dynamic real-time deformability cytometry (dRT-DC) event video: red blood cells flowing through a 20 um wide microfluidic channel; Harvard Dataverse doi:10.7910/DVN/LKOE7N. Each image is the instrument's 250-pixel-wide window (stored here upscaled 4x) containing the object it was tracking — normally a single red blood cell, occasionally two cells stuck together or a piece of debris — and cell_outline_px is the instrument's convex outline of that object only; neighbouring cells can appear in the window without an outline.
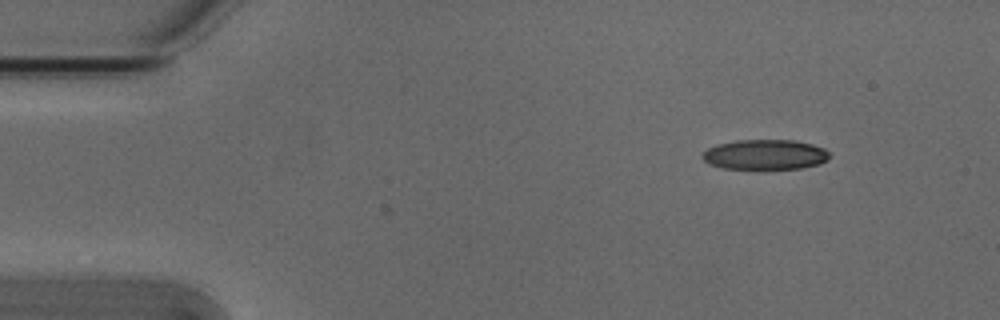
{"species": "Egyptian fruit bat (a non-hibernating species)", "species_latin": "Rousettus aegyptiacus", "temperature_condition": "cold", "stored_images_in_passage": 4, "camera_frame_rate_fps": 3000, "um_per_image_px": 0.085, "animal": {"sex": "male"}, "frame": {"image": 1, "passage_image": 1, "time_ms": 0.0, "image_size_px": [1000, 320], "cell_outline_px": [[828, 160], [820, 164], [800, 168], [724, 168], [708, 164], [700, 156], [708, 148], [716, 144], [736, 140], [792, 140], [812, 144], [824, 148], [828, 152]], "centroid_in_image_um": [65.01, 13.13], "position_along_channel_um": 20.0, "area_um2": 22.14}}